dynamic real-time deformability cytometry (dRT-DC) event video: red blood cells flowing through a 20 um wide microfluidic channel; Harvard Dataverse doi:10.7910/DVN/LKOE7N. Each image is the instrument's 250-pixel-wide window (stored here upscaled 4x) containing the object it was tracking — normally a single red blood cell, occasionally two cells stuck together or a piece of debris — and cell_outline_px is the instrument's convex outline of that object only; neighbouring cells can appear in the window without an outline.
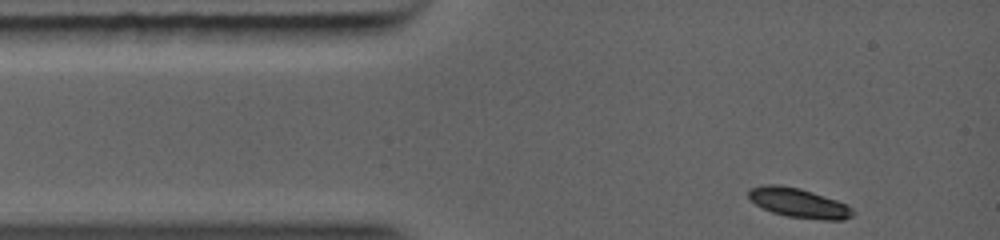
{"species": "common noctule bat (a hibernating species)", "species_latin": "Nyctalus noctula", "temperature_condition": "warm", "stored_images_in_passage": 5, "camera_frame_rate_fps": 5000, "um_per_image_px": 0.085, "animal": {"sex": "female", "body_mass_g": 19.0, "forearm_length_mm": 56.7}, "frame": {"image": 1, "passage_image": 1, "time_ms": 0.0, "image_size_px": [1000, 240], "cell_outline_px": [[852, 216], [844, 220], [824, 220], [788, 216], [772, 212], [756, 204], [748, 196], [748, 188], [764, 184], [780, 184], [800, 188], [836, 200], [852, 208]], "centroid_in_image_um": [67.85, 17.23], "position_along_channel_um": 17.1, "area_um2": 17.74}}
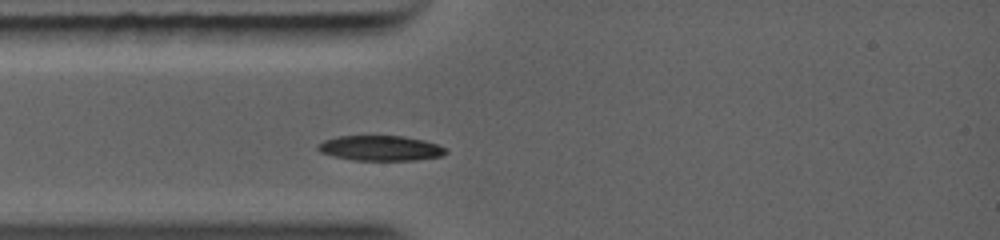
{"frame": {"image": 2, "passage_image": 5, "time_ms": 1.6, "image_size_px": [1000, 240], "cell_outline_px": [[448, 152], [440, 156], [416, 160], [352, 160], [332, 156], [320, 152], [316, 148], [316, 144], [324, 140], [336, 136], [404, 136], [424, 140], [448, 148]], "centroid_in_image_um": [32.31, 12.59], "position_along_channel_um": 52.7, "area_um2": 18.9}}